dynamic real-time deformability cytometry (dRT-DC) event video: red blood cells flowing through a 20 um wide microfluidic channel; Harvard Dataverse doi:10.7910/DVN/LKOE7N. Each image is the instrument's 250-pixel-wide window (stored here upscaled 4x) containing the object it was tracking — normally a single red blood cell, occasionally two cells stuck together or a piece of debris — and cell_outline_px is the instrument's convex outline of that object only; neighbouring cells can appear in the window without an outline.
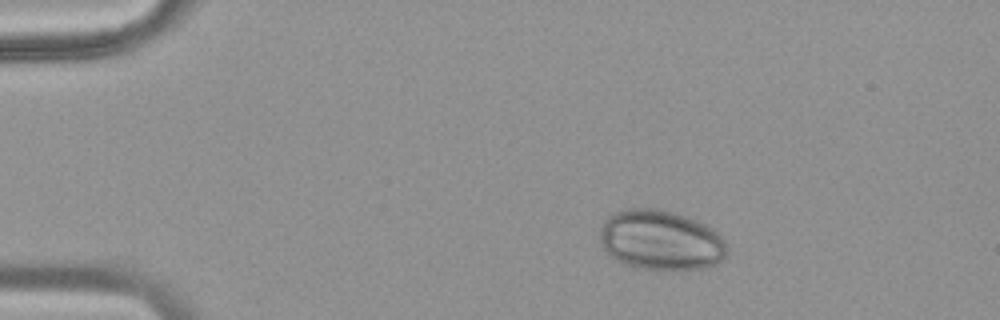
{"species": "common noctule bat (a hibernating species)", "species_latin": "Nyctalus noctula", "temperature_condition": "warm", "stored_images_in_passage": 42, "camera_frame_rate_fps": 3000, "um_per_image_px": 0.085, "animal": {"sex": "female", "body_mass_g": 18.4}, "frame": {"image": 1, "passage_image": 1, "time_ms": 0.0, "image_size_px": [1000, 320], "cell_outline_px": [[728, 256], [724, 260], [716, 264], [684, 272], [640, 268], [624, 264], [616, 260], [604, 248], [600, 240], [600, 228], [604, 220], [608, 216], [624, 208], [660, 208], [688, 216], [712, 228], [724, 240], [728, 248]], "centroid_in_image_um": [56.2, 20.43], "position_along_channel_um": 28.8, "area_um2": 45.26}}
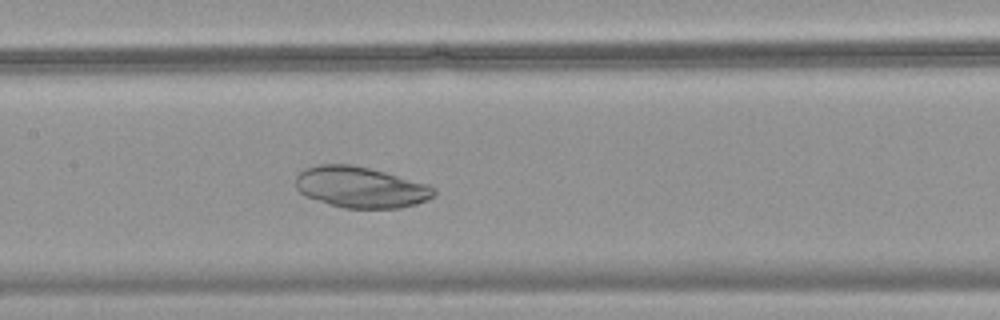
{"frame": {"image": 2, "passage_image": 17, "time_ms": 5.333, "image_size_px": [1000, 320], "cell_outline_px": [[436, 192], [428, 200], [416, 204], [400, 208], [344, 208], [328, 204], [304, 196], [296, 188], [296, 176], [304, 168], [316, 164], [352, 164], [384, 172], [428, 184], [436, 188]], "centroid_in_image_um": [30.63, 15.91], "position_along_channel_um": 176.8, "area_um2": 33.23}}
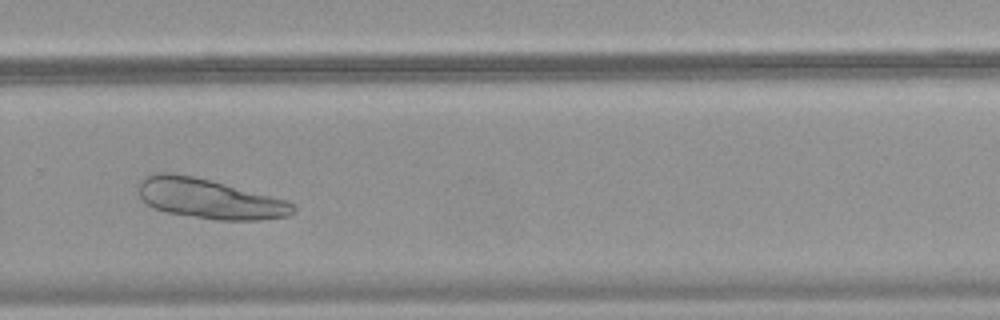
{"frame": {"image": 3, "passage_image": 27, "time_ms": 8.667, "image_size_px": [1000, 320], "cell_outline_px": [[296, 212], [288, 216], [260, 220], [216, 220], [168, 212], [152, 208], [140, 196], [140, 180], [144, 176], [152, 172], [168, 172], [192, 176], [288, 200], [296, 208]], "centroid_in_image_um": [17.81, 16.9], "position_along_channel_um": 312.0, "area_um2": 35.66}}